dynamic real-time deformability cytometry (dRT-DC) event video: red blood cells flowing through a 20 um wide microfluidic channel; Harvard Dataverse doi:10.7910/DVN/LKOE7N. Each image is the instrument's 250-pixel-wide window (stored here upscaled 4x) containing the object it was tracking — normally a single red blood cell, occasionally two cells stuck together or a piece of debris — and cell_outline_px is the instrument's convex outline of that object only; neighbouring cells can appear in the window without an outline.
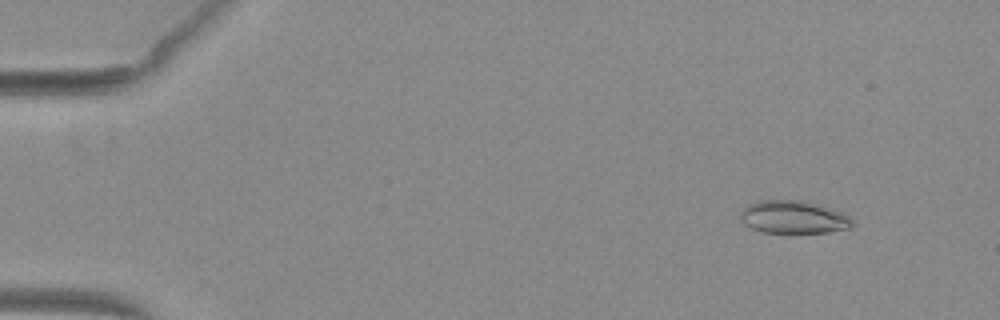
{"species": "common noctule bat (a hibernating species)", "species_latin": "Nyctalus noctula", "temperature_condition": "warm", "stored_images_in_passage": 49, "camera_frame_rate_fps": 3000, "um_per_image_px": 0.085, "animal": {"sex": "female", "body_mass_g": 29.2, "forearm_length_mm": 56.3}, "frame": {"image": 1, "passage_image": 2, "time_ms": 0.333, "image_size_px": [1000, 320], "cell_outline_px": [[852, 224], [848, 228], [828, 232], [792, 236], [788, 236], [760, 232], [744, 224], [740, 216], [740, 212], [748, 204], [760, 200], [804, 200], [820, 204], [844, 212], [852, 220]], "centroid_in_image_um": [67.44, 18.5], "position_along_channel_um": 17.6, "area_um2": 22.48}}
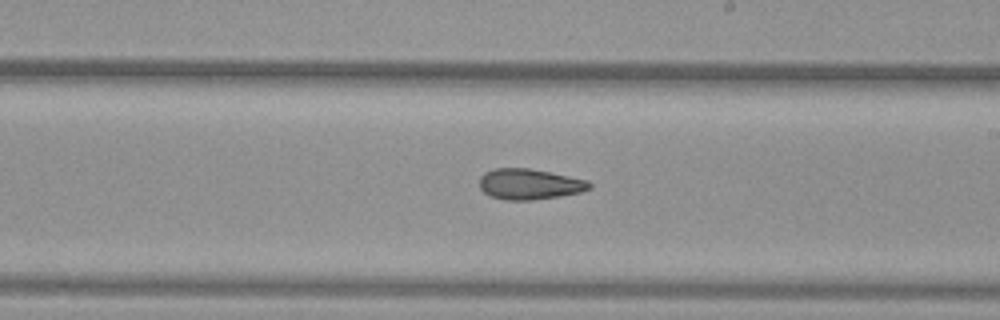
{"frame": {"image": 2, "passage_image": 28, "time_ms": 9.0, "image_size_px": [1000, 320], "cell_outline_px": [[592, 188], [580, 192], [560, 196], [532, 200], [504, 200], [492, 196], [484, 192], [480, 188], [480, 176], [484, 172], [496, 168], [528, 168], [588, 180], [592, 184]], "centroid_in_image_um": [45.0, 15.65], "position_along_channel_um": 244.0, "area_um2": 19.59}}
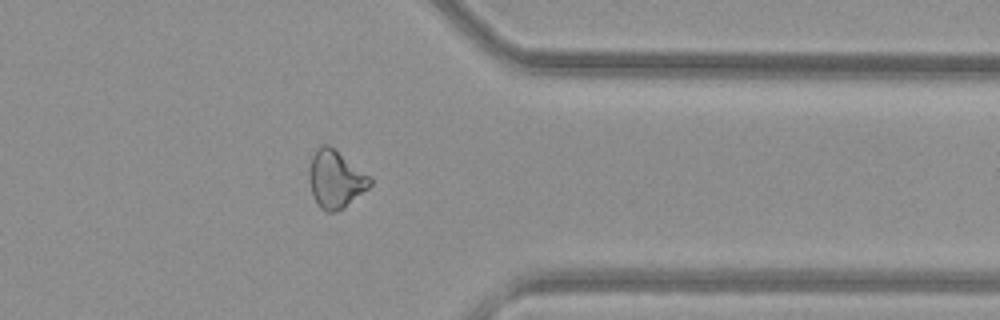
{"frame": {"image": 3, "passage_image": 39, "time_ms": 12.667, "image_size_px": [1000, 320], "cell_outline_px": [[372, 184], [368, 188], [344, 208], [336, 212], [328, 212], [320, 208], [312, 196], [308, 180], [308, 168], [312, 156], [316, 148], [320, 144], [328, 144], [372, 176]], "centroid_in_image_um": [28.51, 15.22], "position_along_channel_um": 382.9, "area_um2": 20.87}, "authors_computed_cell_mechanics": {"area_um2": 20.519, "velocity_mm_per_s": 4.0083, "shape_relaxation_time_tau1_ms": null, "shape_relaxation_time_tau2_ms": 9.6588, "deformation_change_tau1": null, "deformation_change_tau2": 0.1915}}